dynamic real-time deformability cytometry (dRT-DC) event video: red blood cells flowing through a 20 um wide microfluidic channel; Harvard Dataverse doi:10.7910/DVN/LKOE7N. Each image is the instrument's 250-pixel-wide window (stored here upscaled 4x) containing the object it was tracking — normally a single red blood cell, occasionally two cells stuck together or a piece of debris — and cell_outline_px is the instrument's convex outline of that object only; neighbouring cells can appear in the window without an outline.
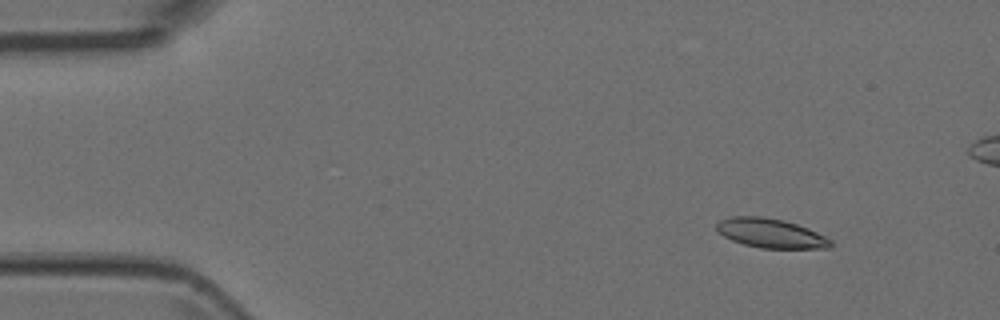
{"species": "Egyptian fruit bat (a non-hibernating species)", "species_latin": "Rousettus aegyptiacus", "temperature_condition": "room temperature", "stored_images_in_passage": 5, "camera_frame_rate_fps": 3000, "um_per_image_px": 0.085, "animal": {"sex": "female"}, "frame": {"image": 1, "passage_image": 2, "time_ms": 0.333, "image_size_px": [1000, 320], "cell_outline_px": [[832, 244], [828, 248], [760, 248], [744, 244], [732, 240], [716, 232], [716, 224], [720, 220], [732, 216], [760, 216], [784, 220], [808, 228], [832, 240]], "centroid_in_image_um": [65.48, 19.82], "position_along_channel_um": 19.5, "area_um2": 19.42}}